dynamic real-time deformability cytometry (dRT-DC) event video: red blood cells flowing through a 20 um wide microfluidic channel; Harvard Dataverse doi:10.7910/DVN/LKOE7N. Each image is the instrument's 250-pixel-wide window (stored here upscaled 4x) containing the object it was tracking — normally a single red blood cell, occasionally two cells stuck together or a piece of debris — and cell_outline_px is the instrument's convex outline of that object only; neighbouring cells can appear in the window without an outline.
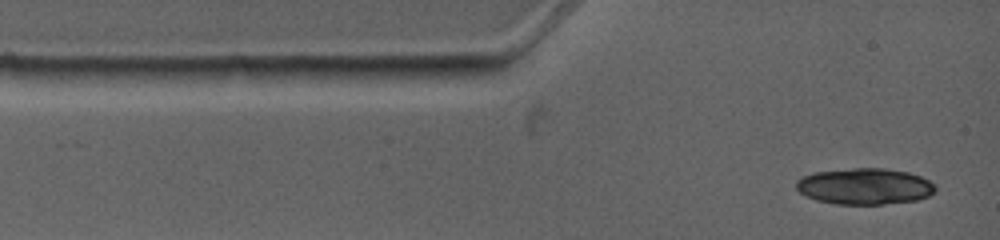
{"species": "common noctule bat (a hibernating species)", "species_latin": "Nyctalus noctula", "temperature_condition": "warm", "stored_images_in_passage": 2, "camera_frame_rate_fps": 4500, "um_per_image_px": 0.085, "animal": {"sex": "female", "body_mass_g": 19.0, "forearm_length_mm": 53.3}, "frame": {"image": 1, "passage_image": 1, "time_ms": 0.0, "image_size_px": [1000, 240], "cell_outline_px": [[936, 188], [928, 196], [916, 200], [880, 204], [836, 204], [816, 200], [800, 192], [796, 188], [796, 180], [804, 176], [816, 172], [852, 168], [884, 168], [908, 172], [920, 176], [936, 184]], "centroid_in_image_um": [73.5, 15.83], "position_along_channel_um": 11.5, "area_um2": 29.19}}